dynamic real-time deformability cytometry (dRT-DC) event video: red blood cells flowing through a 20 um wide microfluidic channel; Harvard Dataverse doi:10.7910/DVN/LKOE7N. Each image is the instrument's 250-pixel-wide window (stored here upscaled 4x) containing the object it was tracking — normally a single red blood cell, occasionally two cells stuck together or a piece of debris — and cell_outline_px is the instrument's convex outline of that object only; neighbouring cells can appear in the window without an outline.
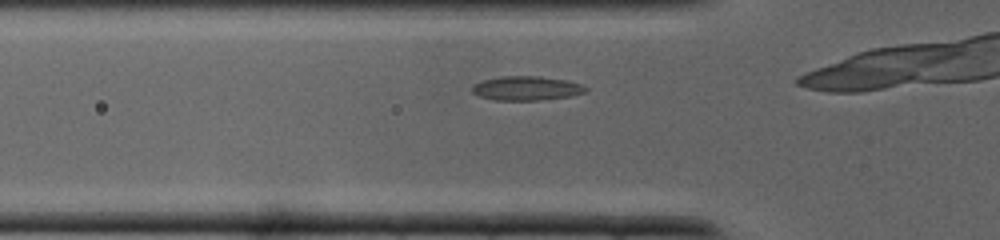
{"species": "common noctule bat (a hibernating species)", "species_latin": "Nyctalus noctula", "temperature_condition": "cold", "stored_images_in_passage": 20, "camera_frame_rate_fps": 3000, "um_per_image_px": 0.085, "animal": {"sex": "male", "body_mass_g": 19.0, "forearm_length_mm": 50.8}, "frame": {"image": 1, "passage_image": 3, "time_ms": 0.667, "image_size_px": [1000, 240], "cell_outline_px": [[588, 92], [572, 96], [536, 100], [496, 100], [480, 96], [472, 92], [472, 88], [476, 84], [484, 80], [500, 76], [540, 76], [564, 80], [580, 84], [588, 88]], "centroid_in_image_um": [44.79, 7.5], "position_along_channel_um": 81.0, "area_um2": 15.84}}
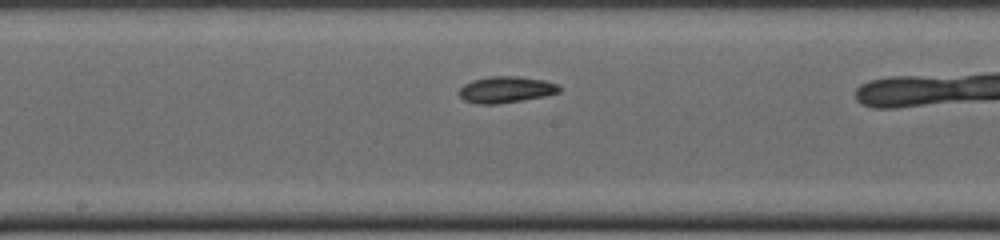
{"frame": {"image": 2, "passage_image": 10, "time_ms": 3.0, "image_size_px": [1000, 240], "cell_outline_px": [[560, 92], [544, 96], [496, 104], [480, 104], [464, 100], [460, 96], [460, 88], [464, 84], [472, 80], [488, 76], [520, 76], [544, 80], [556, 84], [560, 88]], "centroid_in_image_um": [42.99, 7.6], "position_along_channel_um": 205.2, "area_um2": 15.26}}
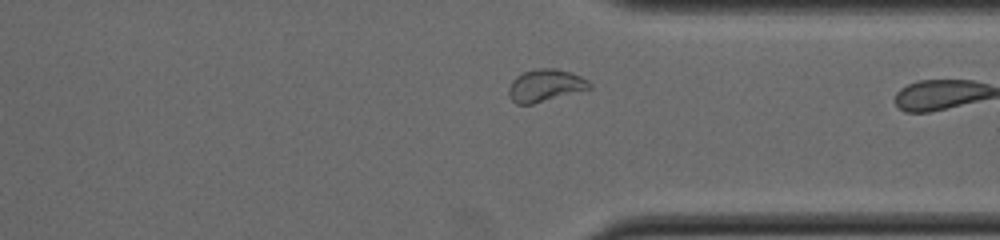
{"frame": {"image": 3, "passage_image": 19, "time_ms": 6.0, "image_size_px": [1000, 240], "cell_outline_px": [[592, 88], [532, 104], [516, 104], [508, 96], [508, 88], [512, 80], [516, 76], [524, 72], [536, 68], [556, 68], [580, 76], [588, 80], [592, 84]], "centroid_in_image_um": [46.33, 7.26], "position_along_channel_um": 365.1, "area_um2": 15.2}}